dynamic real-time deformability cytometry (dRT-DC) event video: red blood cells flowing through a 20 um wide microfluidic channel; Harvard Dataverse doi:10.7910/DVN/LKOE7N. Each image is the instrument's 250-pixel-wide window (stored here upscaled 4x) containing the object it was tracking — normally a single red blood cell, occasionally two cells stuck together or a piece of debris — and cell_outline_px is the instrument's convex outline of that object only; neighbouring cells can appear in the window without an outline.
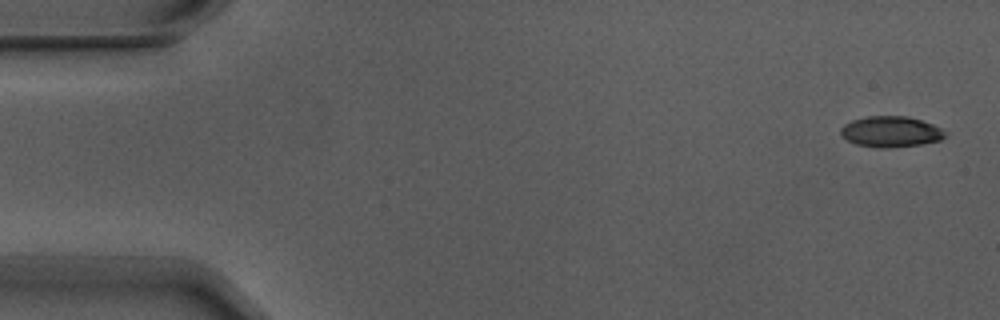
{"species": "Egyptian fruit bat (a non-hibernating species)", "species_latin": "Rousettus aegyptiacus", "temperature_condition": "warm", "stored_images_in_passage": 5, "camera_frame_rate_fps": 3000, "um_per_image_px": 0.085, "animal": {"sex": "male"}, "frame": {"image": 1, "passage_image": 1, "time_ms": 0.0, "image_size_px": [1000, 320], "cell_outline_px": [[948, 136], [940, 140], [920, 144], [884, 148], [880, 148], [856, 144], [840, 136], [840, 128], [844, 124], [852, 120], [868, 116], [908, 116], [932, 124], [948, 132]], "centroid_in_image_um": [75.72, 11.19], "position_along_channel_um": 9.3, "area_um2": 18.79}}
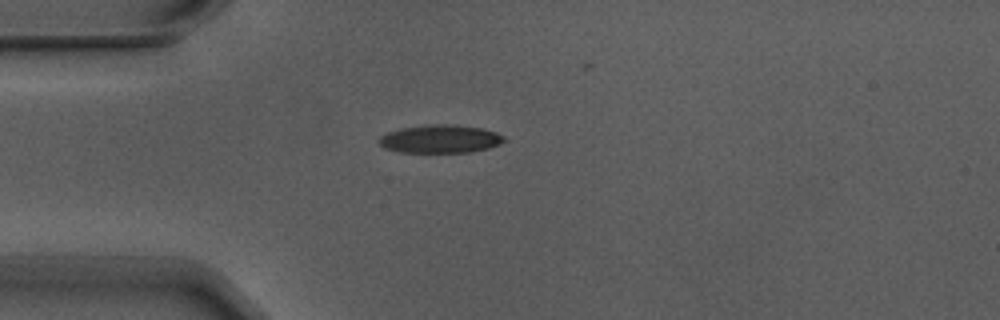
{"frame": {"image": 2, "passage_image": 4, "time_ms": 1.0, "image_size_px": [1000, 320], "cell_outline_px": [[508, 140], [500, 144], [488, 148], [468, 152], [400, 152], [384, 148], [380, 144], [380, 136], [388, 132], [404, 128], [436, 124], [448, 124], [480, 128], [496, 132], [504, 136]], "centroid_in_image_um": [37.46, 11.82], "position_along_channel_um": 47.5, "area_um2": 20.23}}